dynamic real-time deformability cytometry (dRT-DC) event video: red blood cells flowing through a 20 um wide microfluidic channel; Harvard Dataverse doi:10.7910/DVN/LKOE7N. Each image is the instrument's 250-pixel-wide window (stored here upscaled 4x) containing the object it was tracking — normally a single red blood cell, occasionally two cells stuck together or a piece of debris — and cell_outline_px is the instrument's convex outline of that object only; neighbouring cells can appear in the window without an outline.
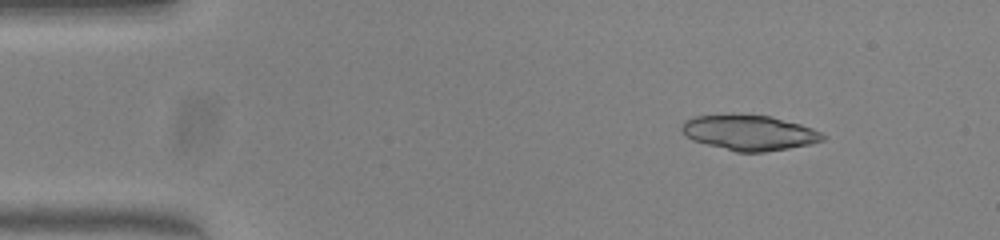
{"species": "common noctule bat (a hibernating species)", "species_latin": "Nyctalus noctula", "temperature_condition": "warm", "stored_images_in_passage": 50, "camera_frame_rate_fps": 3000, "um_per_image_px": 0.085, "animal": {"sex": "female", "body_mass_g": 23.0, "forearm_length_mm": 53.4}, "frame": {"image": 1, "passage_image": 6, "time_ms": 1.667, "image_size_px": [1000, 240], "cell_outline_px": [[824, 140], [812, 144], [764, 152], [736, 152], [692, 140], [680, 128], [684, 120], [696, 116], [772, 116], [800, 124], [812, 128], [820, 132], [824, 136]], "centroid_in_image_um": [63.72, 11.3], "position_along_channel_um": 21.3, "area_um2": 28.32}}